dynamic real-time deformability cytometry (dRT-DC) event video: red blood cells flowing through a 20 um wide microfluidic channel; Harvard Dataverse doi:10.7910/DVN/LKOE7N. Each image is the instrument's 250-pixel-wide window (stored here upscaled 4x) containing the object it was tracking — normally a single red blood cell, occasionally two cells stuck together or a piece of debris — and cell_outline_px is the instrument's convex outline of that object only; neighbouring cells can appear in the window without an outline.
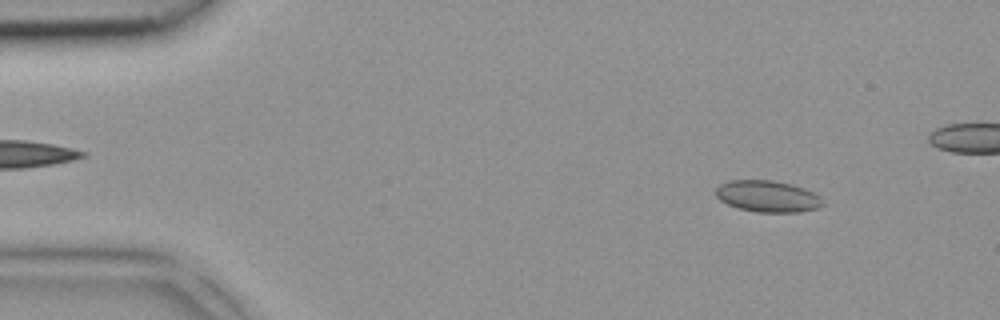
{"species": "common noctule bat (a hibernating species)", "species_latin": "Nyctalus noctula", "temperature_condition": "room temperature", "stored_images_in_passage": 3, "camera_frame_rate_fps": 3000, "um_per_image_px": 0.085, "animal": {"sex": "female", "body_mass_g": 18.4}, "frame": {"image": 1, "passage_image": 1, "time_ms": 0.0, "image_size_px": [1000, 320], "cell_outline_px": [[824, 204], [816, 208], [800, 212], [756, 212], [740, 208], [728, 204], [720, 200], [716, 196], [716, 188], [720, 184], [728, 180], [772, 180], [792, 184], [804, 188], [820, 196]], "centroid_in_image_um": [65.24, 16.68], "position_along_channel_um": 19.8, "area_um2": 19.59}}